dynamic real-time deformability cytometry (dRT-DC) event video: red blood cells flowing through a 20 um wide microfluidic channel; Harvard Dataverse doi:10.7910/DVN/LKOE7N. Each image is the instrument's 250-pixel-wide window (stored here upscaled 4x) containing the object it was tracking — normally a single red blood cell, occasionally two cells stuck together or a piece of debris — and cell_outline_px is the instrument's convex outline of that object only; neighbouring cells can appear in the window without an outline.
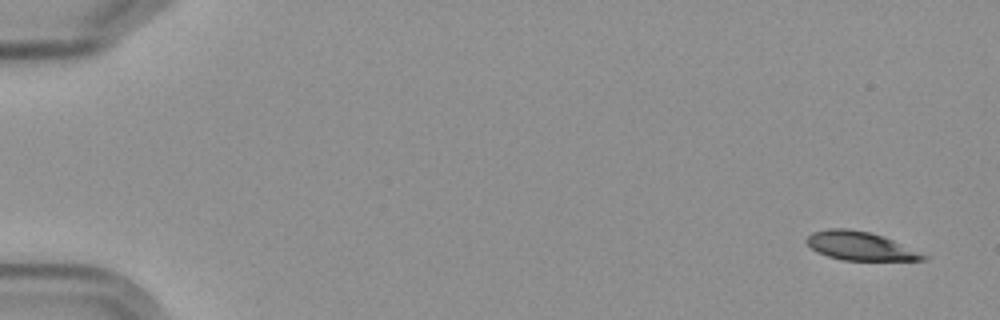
{"species": "Egyptian fruit bat (a non-hibernating species)", "species_latin": "Rousettus aegyptiacus", "temperature_condition": "cold", "stored_images_in_passage": 5, "camera_frame_rate_fps": 3000, "um_per_image_px": 0.085, "frame": {"image": 1, "passage_image": 1, "time_ms": 0.0, "image_size_px": [1000, 320], "cell_outline_px": [[928, 256], [924, 260], [844, 260], [828, 256], [816, 252], [804, 240], [812, 232], [828, 228], [848, 228], [868, 232], [884, 236]], "centroid_in_image_um": [73.06, 20.9], "position_along_channel_um": 11.9, "area_um2": 19.25}}
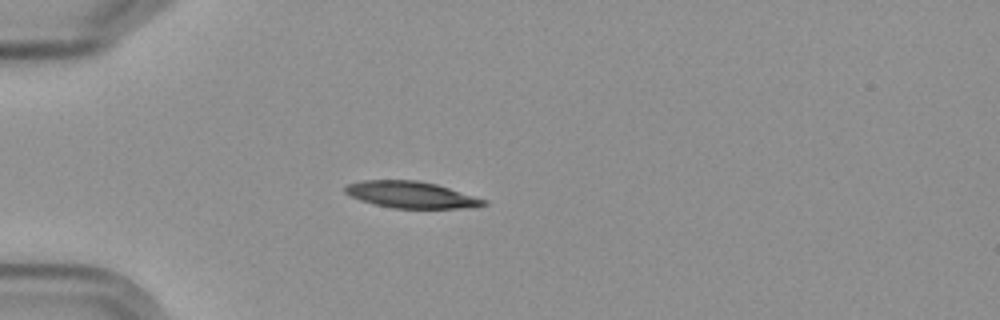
{"frame": {"image": 2, "passage_image": 5, "time_ms": 4.667, "image_size_px": [1000, 320], "cell_outline_px": [[488, 204], [472, 208], [392, 208], [360, 200], [344, 192], [344, 188], [348, 184], [364, 180], [416, 180], [436, 184], [488, 200]], "centroid_in_image_um": [34.99, 16.55], "position_along_channel_um": 50.0, "area_um2": 21.39}}